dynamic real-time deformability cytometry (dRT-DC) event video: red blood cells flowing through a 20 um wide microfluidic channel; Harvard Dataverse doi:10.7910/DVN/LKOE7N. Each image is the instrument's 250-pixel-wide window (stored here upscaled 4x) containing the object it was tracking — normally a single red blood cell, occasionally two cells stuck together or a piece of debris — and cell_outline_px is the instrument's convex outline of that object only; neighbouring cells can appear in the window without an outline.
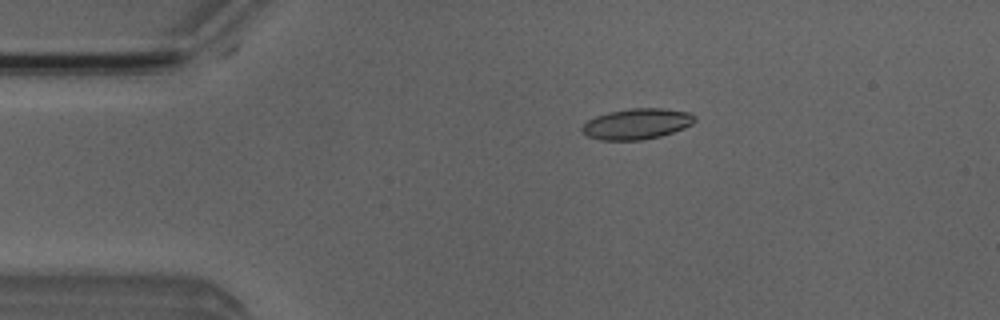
{"species": "Egyptian fruit bat (a non-hibernating species)", "species_latin": "Rousettus aegyptiacus", "temperature_condition": "room temperature", "stored_images_in_passage": 46, "camera_frame_rate_fps": 3000, "um_per_image_px": 0.085, "animal": {"sex": "male"}, "frame": {"image": 1, "passage_image": 5, "time_ms": 1.333, "image_size_px": [1000, 320], "cell_outline_px": [[696, 120], [692, 124], [684, 128], [660, 136], [644, 140], [600, 140], [588, 136], [580, 128], [588, 120], [596, 116], [608, 112], [632, 108], [660, 108], [692, 112], [696, 116]], "centroid_in_image_um": [54.16, 10.52], "position_along_channel_um": 30.8, "area_um2": 20.23}}
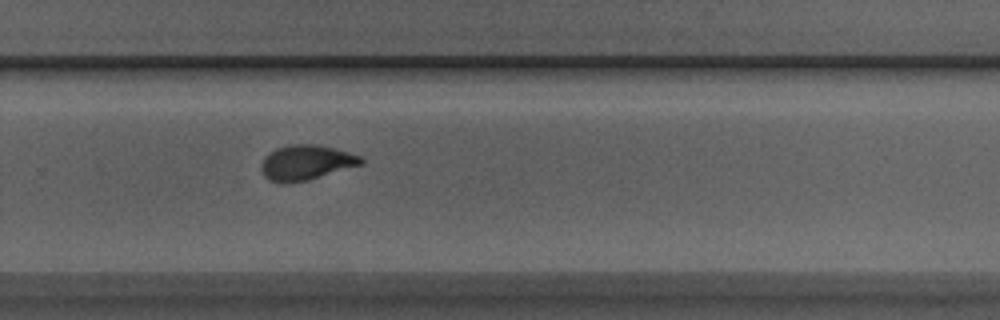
{"frame": {"image": 2, "passage_image": 29, "time_ms": 9.333, "image_size_px": [1000, 320], "cell_outline_px": [[364, 164], [308, 180], [284, 184], [268, 180], [264, 176], [260, 168], [260, 164], [264, 156], [268, 152], [276, 148], [292, 144], [316, 144], [348, 152], [360, 156], [364, 160]], "centroid_in_image_um": [25.98, 13.82], "position_along_channel_um": 303.8, "area_um2": 20.58}}
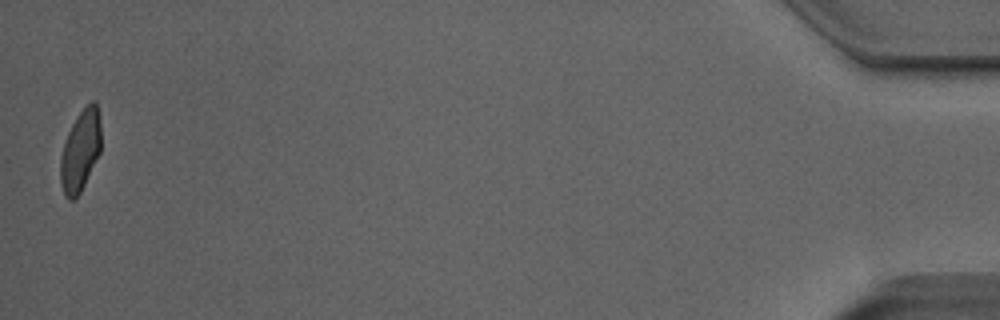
{"frame": {"image": 3, "passage_image": 46, "time_ms": 15.0, "image_size_px": [1000, 320], "cell_outline_px": [[100, 152], [76, 200], [68, 200], [64, 196], [60, 184], [60, 156], [68, 132], [76, 116], [92, 100], [96, 100], [100, 120]], "centroid_in_image_um": [6.81, 12.83], "position_along_channel_um": 428.4, "area_um2": 19.25}, "authors_computed_cell_mechanics": {"area_um2": 20.23, "velocity_mm_per_s": 3.98, "shape_relaxation_time_tau1_ms": 4.4659, "shape_relaxation_time_tau2_ms": 1.2262, "deformation_change_tau1": 0.1599, "deformation_change_tau2": 0.0736}}